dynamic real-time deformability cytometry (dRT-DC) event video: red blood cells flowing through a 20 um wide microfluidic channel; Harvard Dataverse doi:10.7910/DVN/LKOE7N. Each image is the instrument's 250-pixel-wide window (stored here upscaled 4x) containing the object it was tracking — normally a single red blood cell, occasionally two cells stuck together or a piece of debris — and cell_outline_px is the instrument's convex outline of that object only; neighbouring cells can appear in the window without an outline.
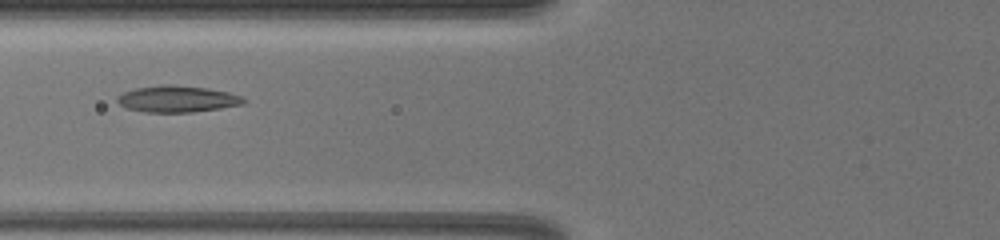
{"species": "common noctule bat (a hibernating species)", "species_latin": "Nyctalus noctula", "temperature_condition": "warm", "stored_images_in_passage": 19, "camera_frame_rate_fps": 3000, "um_per_image_px": 0.085, "animal": {"sex": "female", "body_mass_g": 19.5, "forearm_length_mm": 54.1}, "frame": {"image": 1, "passage_image": 3, "time_ms": 1.0, "image_size_px": [1000, 240], "cell_outline_px": [[244, 104], [220, 108], [192, 112], [144, 112], [124, 108], [116, 100], [116, 96], [124, 92], [136, 88], [160, 84], [172, 84], [208, 88], [228, 92], [240, 96], [244, 100]], "centroid_in_image_um": [15.01, 8.4], "position_along_channel_um": 110.8, "area_um2": 19.59}}
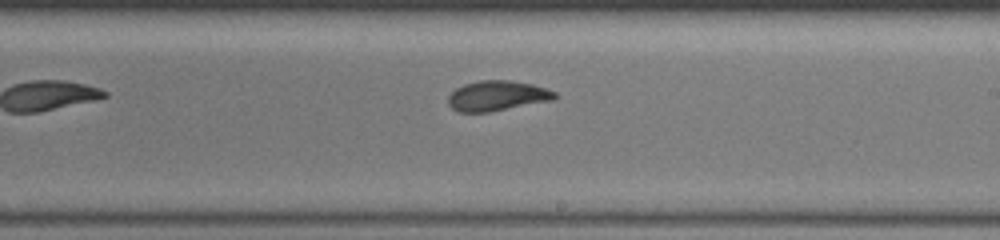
{"frame": {"image": 2, "passage_image": 11, "time_ms": 4.333, "image_size_px": [1000, 240], "cell_outline_px": [[556, 96], [552, 100], [488, 112], [460, 112], [452, 108], [448, 104], [448, 96], [456, 88], [464, 84], [480, 80], [512, 80], [532, 84], [556, 92]], "centroid_in_image_um": [42.23, 8.13], "position_along_channel_um": 246.8, "area_um2": 18.55}}
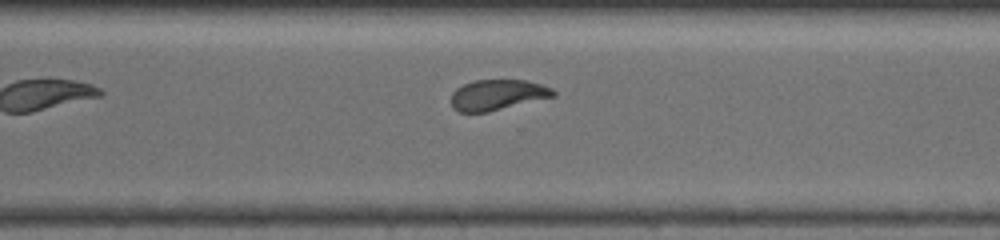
{"frame": {"image": 3, "passage_image": 14, "time_ms": 6.333, "image_size_px": [1000, 240], "cell_outline_px": [[556, 96], [488, 112], [460, 112], [452, 108], [452, 92], [456, 88], [464, 84], [476, 80], [524, 80], [540, 84], [552, 88], [556, 92]], "centroid_in_image_um": [42.29, 8.07], "position_along_channel_um": 328.3, "area_um2": 18.15}, "authors_computed_cell_mechanics": {"area_um2": 18.7272, "velocity_mm_per_s": 4.0909, "shape_relaxation_time_tau1_ms": 2.3702, "shape_relaxation_time_tau2_ms": 0.7216, "deformation_change_tau1": 0.1324, "deformation_change_tau2": 0.0495}}